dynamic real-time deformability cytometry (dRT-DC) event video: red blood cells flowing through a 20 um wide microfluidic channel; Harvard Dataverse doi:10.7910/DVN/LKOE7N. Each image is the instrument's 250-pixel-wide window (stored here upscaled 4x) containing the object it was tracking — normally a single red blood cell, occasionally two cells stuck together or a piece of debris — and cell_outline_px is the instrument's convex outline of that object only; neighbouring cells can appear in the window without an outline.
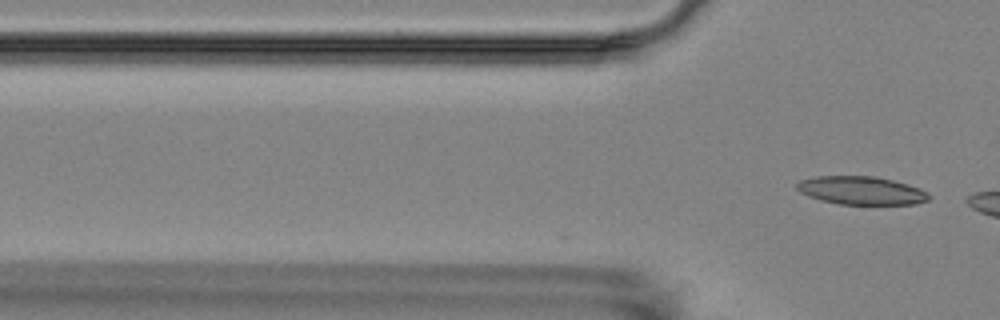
{"species": "Egyptian fruit bat (a non-hibernating species)", "species_latin": "Rousettus aegyptiacus", "temperature_condition": "room temperature", "stored_images_in_passage": 4, "camera_frame_rate_fps": 3000, "um_per_image_px": 0.085, "animal": {"sex": "female"}, "frame": {"image": 1, "passage_image": 4, "time_ms": 3.333, "image_size_px": [1000, 320], "cell_outline_px": [[932, 196], [928, 200], [916, 204], [840, 204], [820, 200], [808, 196], [800, 192], [796, 188], [796, 184], [800, 180], [816, 176], [876, 176], [908, 184], [920, 188], [928, 192]], "centroid_in_image_um": [73.22, 16.19], "position_along_channel_um": 52.6, "area_um2": 21.85}}